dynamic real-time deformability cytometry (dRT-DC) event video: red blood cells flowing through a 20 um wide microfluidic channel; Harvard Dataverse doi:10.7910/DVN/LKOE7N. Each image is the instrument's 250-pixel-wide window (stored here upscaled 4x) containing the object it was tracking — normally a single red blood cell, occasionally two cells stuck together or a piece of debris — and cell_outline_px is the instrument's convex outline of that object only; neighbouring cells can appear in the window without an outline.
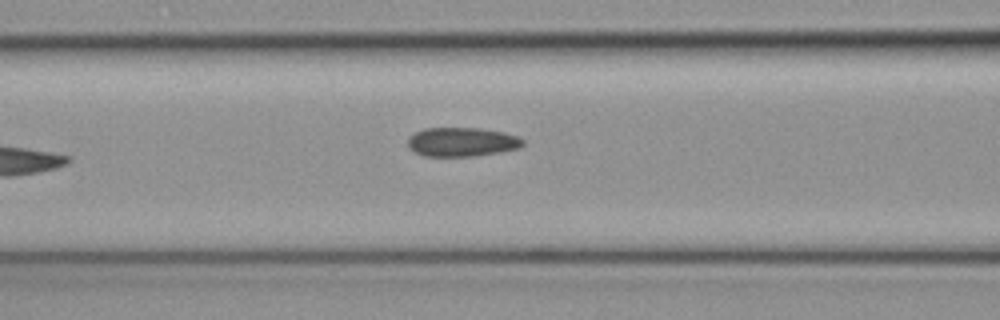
{"species": "common noctule bat (a hibernating species)", "species_latin": "Nyctalus noctula", "temperature_condition": "cold", "stored_images_in_passage": 6, "camera_frame_rate_fps": 3000, "um_per_image_px": 0.085, "animal": {"sex": "female", "body_mass_g": 19.3, "forearm_length_mm": 54.1}, "frame": {"image": 1, "passage_image": 6, "time_ms": 1.667, "image_size_px": [1000, 320], "cell_outline_px": [[524, 144], [520, 148], [500, 152], [476, 156], [424, 156], [408, 148], [408, 140], [416, 132], [424, 128], [480, 128], [504, 132], [516, 136], [524, 140]], "centroid_in_image_um": [39.29, 12.07], "position_along_channel_um": 127.3, "area_um2": 19.48}}